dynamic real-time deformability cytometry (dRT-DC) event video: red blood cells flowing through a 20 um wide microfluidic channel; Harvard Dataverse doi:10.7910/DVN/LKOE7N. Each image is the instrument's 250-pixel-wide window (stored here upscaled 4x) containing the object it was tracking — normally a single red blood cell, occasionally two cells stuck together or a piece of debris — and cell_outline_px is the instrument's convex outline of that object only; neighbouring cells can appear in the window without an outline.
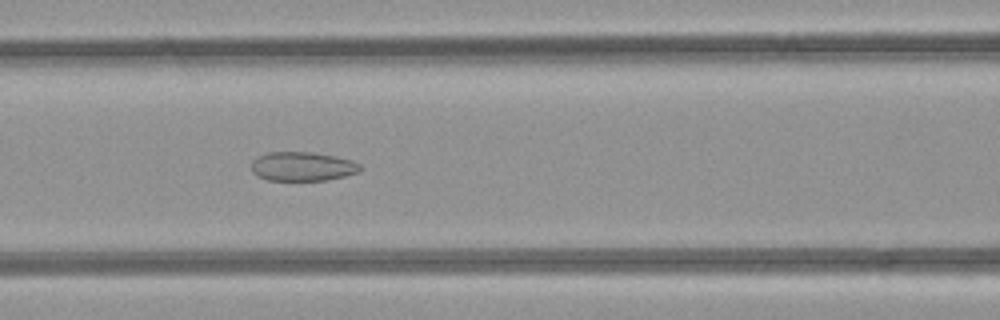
{"species": "common noctule bat (a hibernating species)", "species_latin": "Nyctalus noctula", "temperature_condition": "room temperature", "stored_images_in_passage": 48, "camera_frame_rate_fps": 3000, "um_per_image_px": 0.085, "animal": {"sex": "female", "body_mass_g": 21.9}, "frame": {"image": 1, "passage_image": 20, "time_ms": 6.333, "image_size_px": [1000, 320], "cell_outline_px": [[360, 172], [328, 180], [268, 180], [256, 176], [252, 172], [252, 160], [268, 152], [312, 152], [336, 156], [352, 160], [360, 164]], "centroid_in_image_um": [25.71, 14.15], "position_along_channel_um": 140.9, "area_um2": 18.5}}
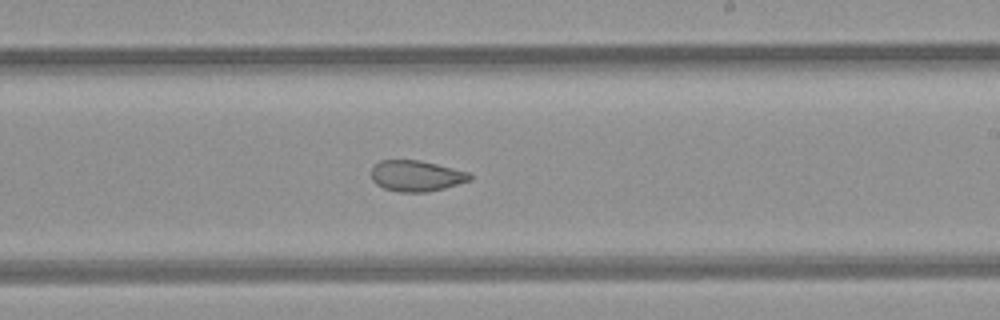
{"frame": {"image": 2, "passage_image": 28, "time_ms": 9.0, "image_size_px": [1000, 320], "cell_outline_px": [[472, 180], [444, 188], [428, 192], [400, 192], [384, 188], [376, 184], [372, 180], [372, 168], [380, 160], [420, 160], [468, 172], [472, 176]], "centroid_in_image_um": [35.39, 14.95], "position_along_channel_um": 253.6, "area_um2": 17.69}}
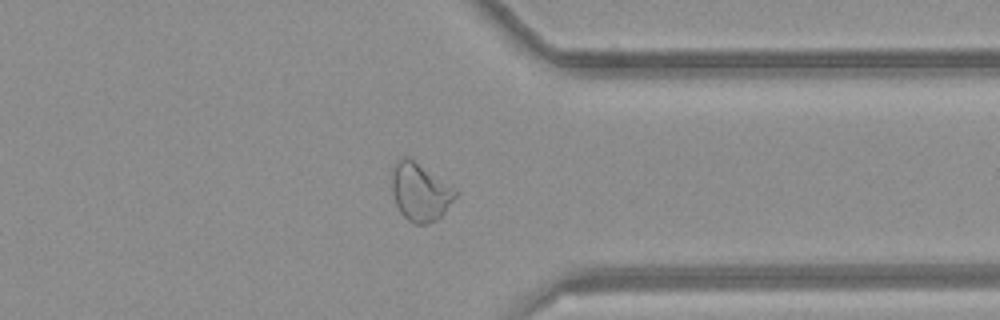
{"frame": {"image": 3, "passage_image": 37, "time_ms": 12.0, "image_size_px": [1000, 320], "cell_outline_px": [[460, 192], [444, 212], [436, 220], [428, 224], [416, 224], [408, 220], [400, 212], [396, 204], [392, 192], [392, 168], [396, 160], [404, 156], [408, 156], [456, 188]], "centroid_in_image_um": [35.71, 16.3], "position_along_channel_um": 375.7, "area_um2": 21.62}, "authors_computed_cell_mechanics": {"area_um2": 22.8888, "velocity_mm_per_s": 4.2302, "shape_relaxation_time_tau1_ms": null, "shape_relaxation_time_tau2_ms": 1.7776, "deformation_change_tau1": null, "deformation_change_tau2": 0.0599}}